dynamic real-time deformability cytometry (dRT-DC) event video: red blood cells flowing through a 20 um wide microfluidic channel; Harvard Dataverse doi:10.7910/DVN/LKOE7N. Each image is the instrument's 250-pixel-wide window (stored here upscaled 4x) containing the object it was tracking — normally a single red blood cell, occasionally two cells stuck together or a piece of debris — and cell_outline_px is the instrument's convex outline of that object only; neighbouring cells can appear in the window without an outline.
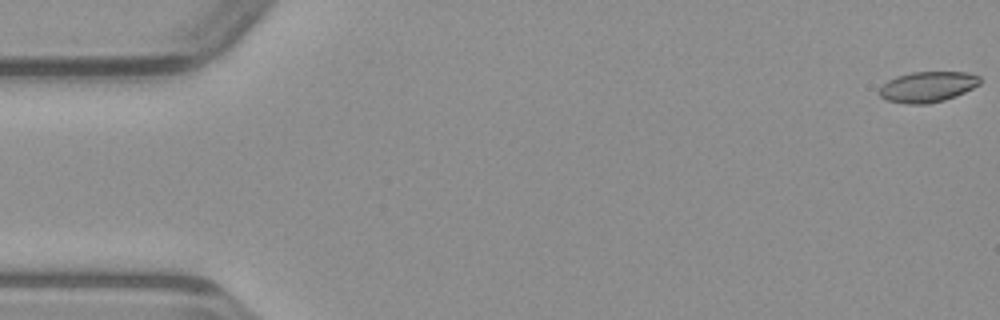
{"species": "common noctule bat (a hibernating species)", "species_latin": "Nyctalus noctula", "temperature_condition": "warm", "stored_images_in_passage": 50, "camera_frame_rate_fps": 3000, "um_per_image_px": 0.085, "animal": {"sex": "male", "body_mass_g": 23.1, "forearm_length_mm": 52.7}, "frame": {"image": 1, "passage_image": 1, "time_ms": 0.0, "image_size_px": [1000, 320], "cell_outline_px": [[980, 84], [956, 96], [944, 100], [928, 104], [908, 104], [888, 100], [880, 96], [880, 88], [888, 80], [896, 76], [912, 72], [968, 72], [980, 76]], "centroid_in_image_um": [78.87, 7.37], "position_along_channel_um": 6.1, "area_um2": 17.86}}
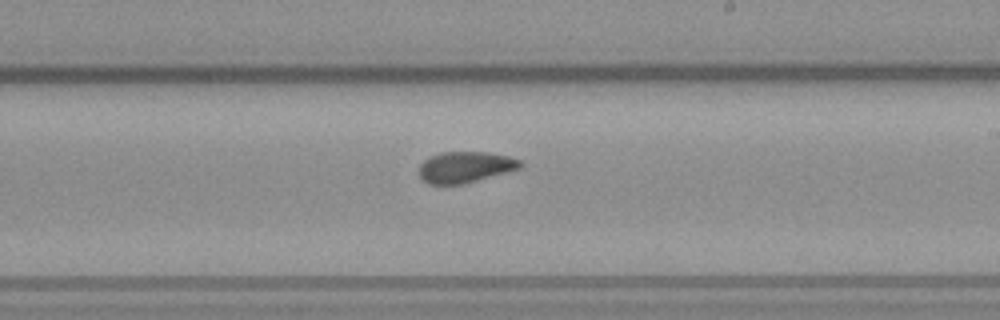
{"frame": {"image": 2, "passage_image": 29, "time_ms": 9.333, "image_size_px": [1000, 320], "cell_outline_px": [[524, 164], [520, 168], [508, 172], [464, 184], [428, 184], [420, 176], [420, 164], [428, 156], [440, 152], [488, 152], [508, 156], [520, 160]], "centroid_in_image_um": [39.56, 14.2], "position_along_channel_um": 249.4, "area_um2": 18.44}}
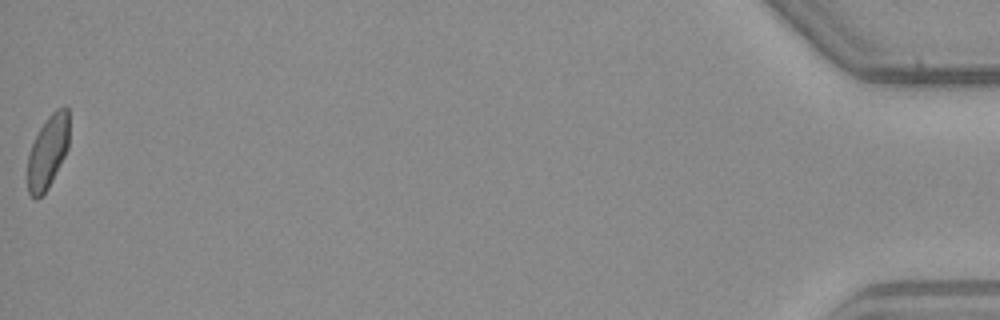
{"frame": {"image": 3, "passage_image": 50, "time_ms": 16.333, "image_size_px": [1000, 320], "cell_outline_px": [[68, 148], [48, 188], [36, 200], [28, 192], [28, 156], [32, 144], [40, 128], [48, 116], [56, 108], [64, 104], [68, 108]], "centroid_in_image_um": [4.07, 12.86], "position_along_channel_um": 431.1, "area_um2": 17.51}}